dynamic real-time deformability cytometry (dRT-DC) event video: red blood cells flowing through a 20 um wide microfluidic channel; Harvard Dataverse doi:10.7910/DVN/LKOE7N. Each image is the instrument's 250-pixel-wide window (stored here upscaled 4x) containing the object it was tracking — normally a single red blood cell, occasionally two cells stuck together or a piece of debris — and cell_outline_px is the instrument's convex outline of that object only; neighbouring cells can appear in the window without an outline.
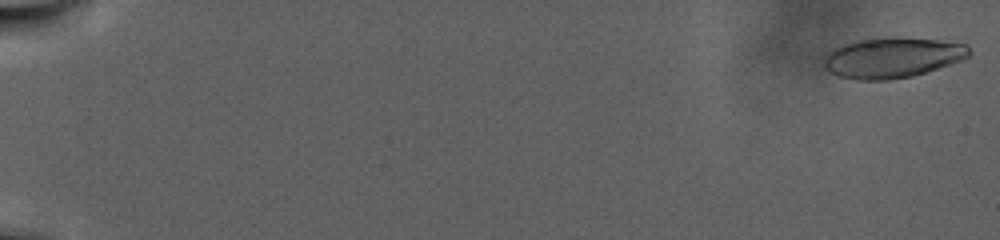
{"species": "human", "species_latin": "Homo sapiens", "temperature_condition": "warm", "stored_images_in_passage": 81, "camera_frame_rate_fps": 3000, "um_per_image_px": 0.085, "donor": {"sex": "male"}, "frame": {"image": 1, "passage_image": 2, "time_ms": 0.333, "image_size_px": [1000, 240], "cell_outline_px": [[972, 52], [968, 56], [960, 60], [912, 76], [888, 80], [856, 80], [840, 76], [828, 72], [824, 68], [824, 56], [832, 48], [856, 40], [884, 36], [896, 36], [936, 40], [968, 44]], "centroid_in_image_um": [75.8, 4.88], "position_along_channel_um": 9.2, "area_um2": 34.45}}
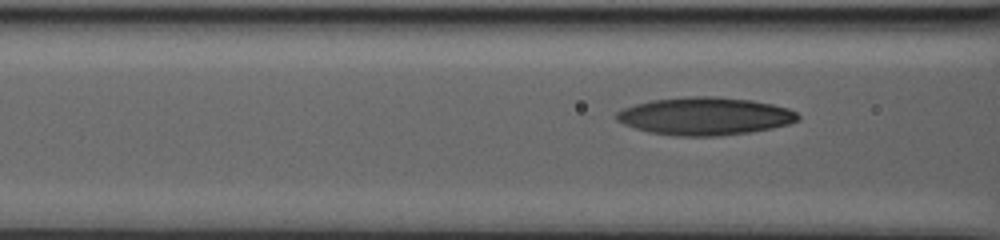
{"frame": {"image": 2, "passage_image": 47, "time_ms": 15.333, "image_size_px": [1000, 240], "cell_outline_px": [[800, 120], [788, 124], [772, 128], [752, 132], [720, 136], [676, 136], [648, 132], [624, 124], [616, 120], [616, 112], [624, 108], [636, 104], [652, 100], [688, 96], [716, 96], [752, 100], [772, 104], [788, 108], [796, 112], [800, 116]], "centroid_in_image_um": [59.94, 9.87], "position_along_channel_um": 106.7, "area_um2": 40.11}}
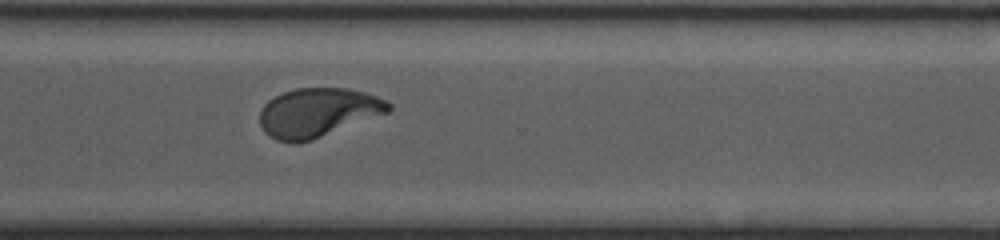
{"frame": {"image": 3, "passage_image": 81, "time_ms": 26.667, "image_size_px": [1000, 240], "cell_outline_px": [[392, 108], [388, 112], [312, 140], [296, 144], [292, 144], [276, 140], [268, 136], [264, 132], [260, 124], [260, 108], [268, 100], [284, 92], [296, 88], [344, 88], [364, 92], [376, 96], [392, 104]], "centroid_in_image_um": [26.97, 9.58], "position_along_channel_um": 343.6, "area_um2": 36.76}}